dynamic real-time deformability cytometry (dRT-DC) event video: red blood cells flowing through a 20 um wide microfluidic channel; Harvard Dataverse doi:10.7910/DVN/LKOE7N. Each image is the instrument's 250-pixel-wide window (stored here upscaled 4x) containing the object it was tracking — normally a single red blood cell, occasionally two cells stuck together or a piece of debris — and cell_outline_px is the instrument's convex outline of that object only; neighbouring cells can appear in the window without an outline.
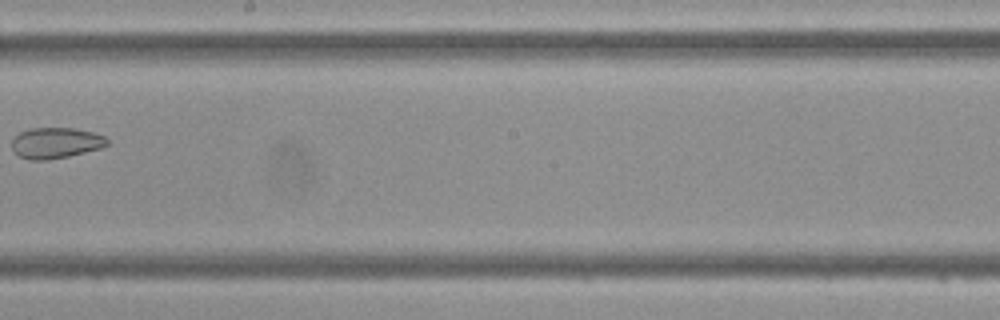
{"species": "Egyptian fruit bat (a non-hibernating species)", "species_latin": "Rousettus aegyptiacus", "temperature_condition": "cold", "stored_images_in_passage": 5, "camera_frame_rate_fps": 3000, "um_per_image_px": 0.085, "frame": {"image": 1, "passage_image": 5, "time_ms": 1.333, "image_size_px": [1000, 320], "cell_outline_px": [[108, 144], [100, 148], [68, 156], [48, 160], [28, 160], [12, 152], [12, 140], [20, 132], [32, 128], [76, 128], [92, 132], [104, 136], [108, 140]], "centroid_in_image_um": [4.71, 12.15], "position_along_channel_um": 243.5, "area_um2": 17.11}}